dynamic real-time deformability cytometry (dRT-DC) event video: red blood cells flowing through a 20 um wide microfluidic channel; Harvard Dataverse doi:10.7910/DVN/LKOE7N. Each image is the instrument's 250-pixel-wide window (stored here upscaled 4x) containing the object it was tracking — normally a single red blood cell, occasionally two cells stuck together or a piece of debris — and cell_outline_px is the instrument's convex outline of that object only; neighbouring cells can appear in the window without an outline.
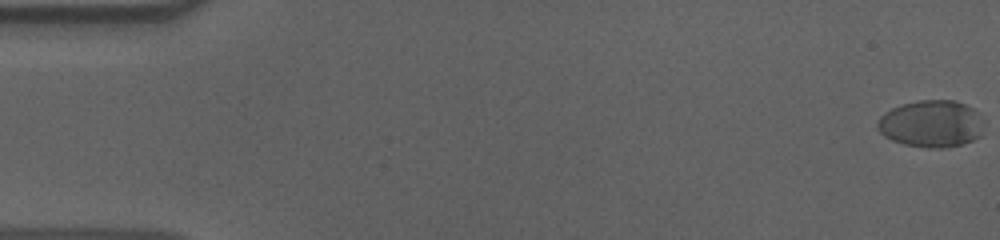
{"species": "human", "species_latin": "Homo sapiens", "temperature_condition": "cold", "stored_images_in_passage": 57, "camera_frame_rate_fps": 3000, "um_per_image_px": 0.085, "donor": {"sex": "male"}, "frame": {"image": 1, "passage_image": 1, "time_ms": 0.0, "image_size_px": [1000, 240], "cell_outline_px": [[984, 124], [980, 136], [972, 140], [960, 144], [944, 148], [928, 148], [904, 144], [892, 140], [884, 136], [876, 128], [876, 124], [880, 116], [884, 112], [892, 108], [904, 104], [920, 100], [956, 100], [972, 108]], "centroid_in_image_um": [79.13, 10.52], "position_along_channel_um": 5.9, "area_um2": 29.07}}
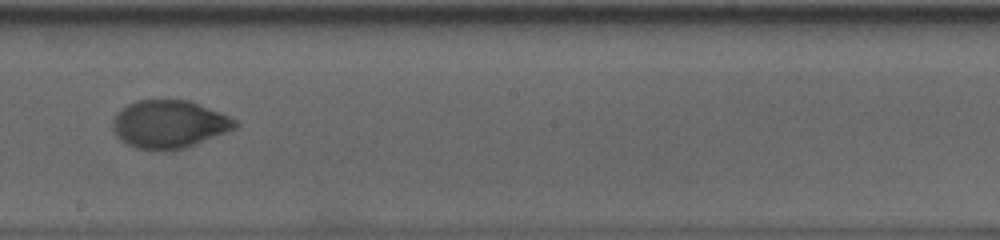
{"frame": {"image": 2, "passage_image": 33, "time_ms": 10.667, "image_size_px": [1000, 240], "cell_outline_px": [[240, 124], [236, 128], [196, 144], [184, 148], [136, 148], [128, 144], [116, 136], [112, 128], [112, 120], [116, 112], [120, 108], [136, 100], [188, 100], [200, 104], [220, 112], [236, 120]], "centroid_in_image_um": [14.36, 10.52], "position_along_channel_um": 233.8, "area_um2": 33.81}}
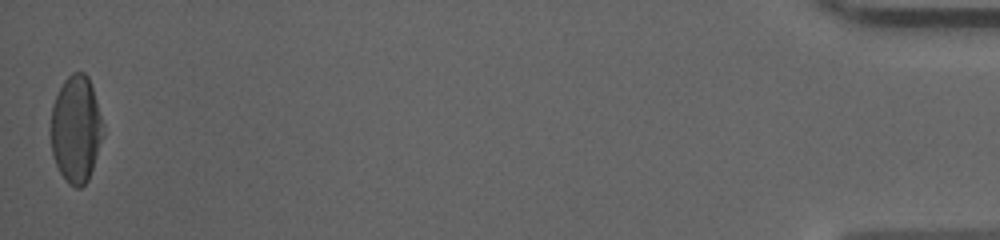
{"frame": {"image": 3, "passage_image": 57, "time_ms": 18.667, "image_size_px": [1000, 240], "cell_outline_px": [[104, 136], [88, 180], [80, 188], [76, 188], [68, 184], [64, 180], [52, 156], [52, 104], [64, 80], [72, 72], [84, 72], [88, 76], [104, 124]], "centroid_in_image_um": [6.48, 10.99], "position_along_channel_um": 428.7, "area_um2": 32.6}, "authors_computed_cell_mechanics": {"area_um2": 33.1194, "velocity_mm_per_s": 3.6293, "shape_relaxation_time_tau1_ms": 5.456, "shape_relaxation_time_tau2_ms": 1.1668, "deformation_change_tau1": 0.1883, "deformation_change_tau2": 0.039}}